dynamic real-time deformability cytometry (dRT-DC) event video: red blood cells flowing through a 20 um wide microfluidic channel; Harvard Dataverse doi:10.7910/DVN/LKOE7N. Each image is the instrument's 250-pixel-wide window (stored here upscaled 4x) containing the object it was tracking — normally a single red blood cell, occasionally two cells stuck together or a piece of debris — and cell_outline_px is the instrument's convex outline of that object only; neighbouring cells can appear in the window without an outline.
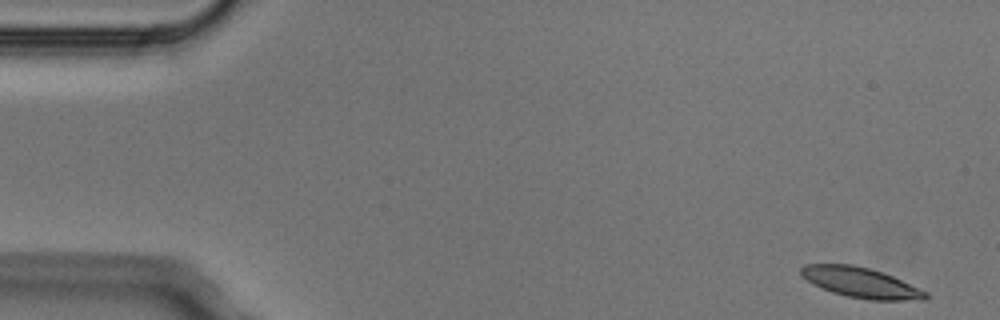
{"species": "Egyptian fruit bat (a non-hibernating species)", "species_latin": "Rousettus aegyptiacus", "temperature_condition": "cold", "stored_images_in_passage": 5, "camera_frame_rate_fps": 3000, "um_per_image_px": 0.085, "animal": {"sex": "male"}, "frame": {"image": 1, "passage_image": 1, "time_ms": 0.0, "image_size_px": [1000, 320], "cell_outline_px": [[928, 300], [868, 300], [848, 296], [832, 292], [820, 288], [812, 284], [800, 272], [800, 268], [804, 264], [852, 264], [868, 268], [892, 276], [928, 292]], "centroid_in_image_um": [73.17, 24.03], "position_along_channel_um": 11.8, "area_um2": 21.85}}